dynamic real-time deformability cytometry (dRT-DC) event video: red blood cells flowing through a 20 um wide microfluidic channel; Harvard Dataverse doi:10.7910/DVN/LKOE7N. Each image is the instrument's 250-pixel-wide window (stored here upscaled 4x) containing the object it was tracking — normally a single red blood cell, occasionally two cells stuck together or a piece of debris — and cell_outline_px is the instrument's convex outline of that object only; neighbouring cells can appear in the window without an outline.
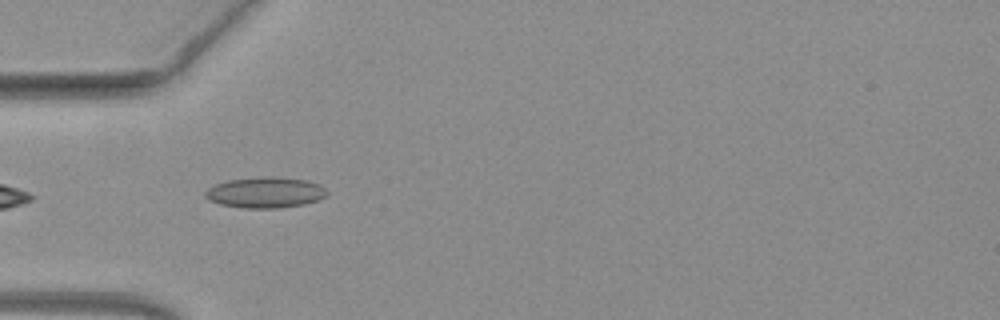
{"species": "common noctule bat (a hibernating species)", "species_latin": "Nyctalus noctula", "temperature_condition": "warm", "stored_images_in_passage": 35, "camera_frame_rate_fps": 3000, "um_per_image_px": 0.085, "animal": {"sex": "female", "body_mass_g": 19.3, "forearm_length_mm": 54.1}, "frame": {"image": 1, "passage_image": 2, "time_ms": 0.333, "image_size_px": [1000, 320], "cell_outline_px": [[328, 196], [304, 204], [276, 208], [244, 208], [220, 204], [208, 200], [204, 196], [204, 192], [208, 188], [216, 184], [228, 180], [264, 176], [272, 176], [308, 180], [320, 184], [328, 192]], "centroid_in_image_um": [22.55, 16.35], "position_along_channel_um": 62.4, "area_um2": 21.96}}
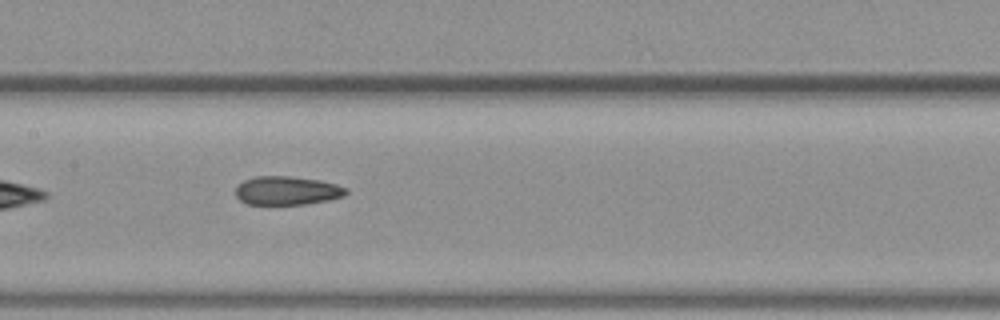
{"frame": {"image": 2, "passage_image": 11, "time_ms": 3.333, "image_size_px": [1000, 320], "cell_outline_px": [[348, 192], [344, 196], [328, 200], [304, 204], [248, 204], [240, 200], [236, 196], [236, 188], [244, 180], [256, 176], [292, 176], [320, 180], [336, 184], [348, 188]], "centroid_in_image_um": [24.42, 16.19], "position_along_channel_um": 183.0, "area_um2": 18.44}}
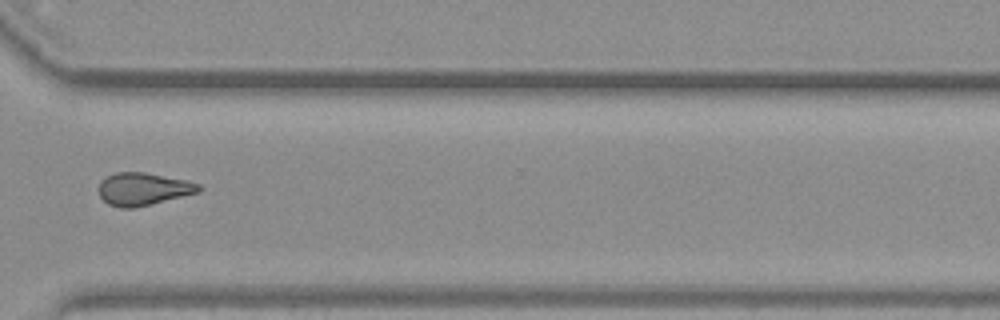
{"frame": {"image": 3, "passage_image": 24, "time_ms": 7.667, "image_size_px": [1000, 320], "cell_outline_px": [[204, 188], [200, 192], [132, 208], [120, 208], [108, 204], [100, 196], [100, 180], [116, 172], [144, 172], [184, 180], [200, 184]], "centroid_in_image_um": [12.18, 16.06], "position_along_channel_um": 358.4, "area_um2": 18.79}, "authors_computed_cell_mechanics": {"area_um2": 19.0162, "velocity_mm_per_s": 4.0507, "shape_relaxation_time_tau1_ms": null, "shape_relaxation_time_tau2_ms": 3.9626, "deformation_change_tau1": null, "deformation_change_tau2": 0.1101}}